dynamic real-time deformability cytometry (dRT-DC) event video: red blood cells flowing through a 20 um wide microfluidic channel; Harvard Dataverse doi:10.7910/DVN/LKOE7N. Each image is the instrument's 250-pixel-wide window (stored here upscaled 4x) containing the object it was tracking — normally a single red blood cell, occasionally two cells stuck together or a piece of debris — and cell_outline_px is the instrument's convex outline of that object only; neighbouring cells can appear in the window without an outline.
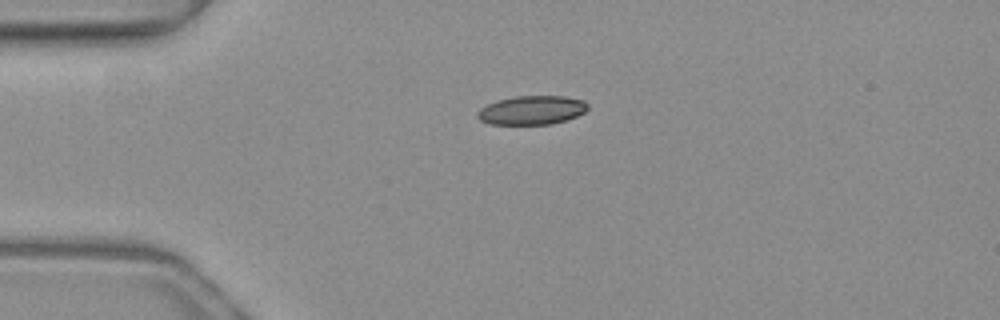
{"species": "common noctule bat (a hibernating species)", "species_latin": "Nyctalus noctula", "temperature_condition": "warm", "stored_images_in_passage": 41, "camera_frame_rate_fps": 3000, "um_per_image_px": 0.085, "animal": {"sex": "female", "body_mass_g": 19.3, "forearm_length_mm": 54.1}, "frame": {"image": 1, "passage_image": 1, "time_ms": 0.0, "image_size_px": [1000, 320], "cell_outline_px": [[588, 108], [584, 112], [576, 116], [552, 124], [488, 124], [480, 120], [476, 116], [476, 112], [480, 108], [496, 100], [516, 96], [564, 96], [584, 100], [588, 104]], "centroid_in_image_um": [45.17, 9.36], "position_along_channel_um": 39.8, "area_um2": 18.61}}
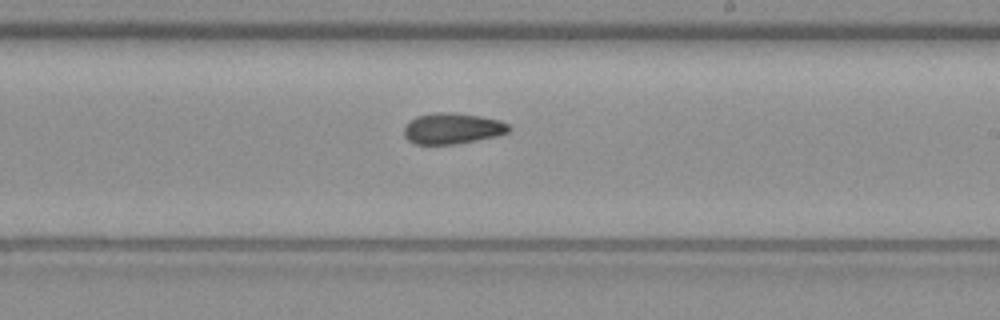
{"frame": {"image": 2, "passage_image": 19, "time_ms": 6.0, "image_size_px": [1000, 320], "cell_outline_px": [[512, 128], [508, 132], [496, 136], [456, 144], [416, 144], [408, 140], [404, 136], [404, 124], [408, 120], [416, 116], [436, 112], [452, 112], [480, 116], [500, 120], [508, 124]], "centroid_in_image_um": [38.42, 10.91], "position_along_channel_um": 250.6, "area_um2": 19.07}}
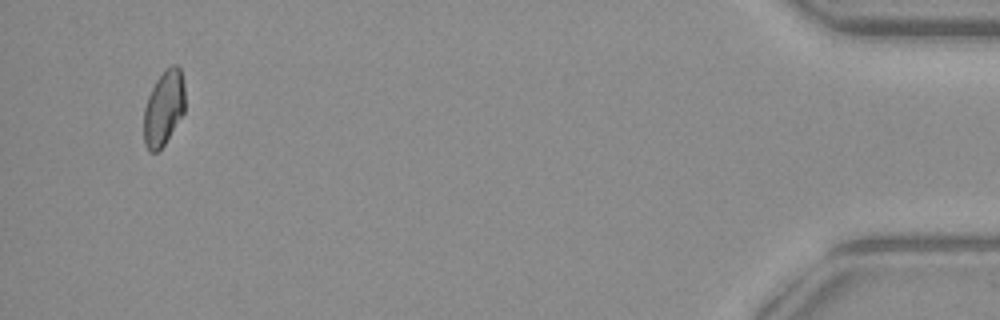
{"frame": {"image": 3, "passage_image": 38, "time_ms": 12.333, "image_size_px": [1000, 320], "cell_outline_px": [[184, 112], [164, 144], [156, 152], [152, 152], [144, 144], [144, 108], [148, 96], [156, 80], [172, 64], [176, 64], [180, 68], [184, 84]], "centroid_in_image_um": [13.91, 9.17], "position_along_channel_um": 421.3, "area_um2": 17.69}, "authors_computed_cell_mechanics": {"area_um2": 18.7272, "velocity_mm_per_s": 4.0054, "shape_relaxation_time_tau1_ms": null, "shape_relaxation_time_tau2_ms": 5.8248, "deformation_change_tau1": null, "deformation_change_tau2": 0.1139}}